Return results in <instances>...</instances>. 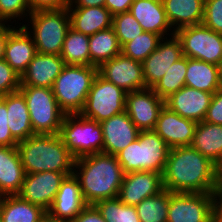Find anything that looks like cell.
<instances>
[{"instance_id": "obj_18", "label": "cell", "mask_w": 222, "mask_h": 222, "mask_svg": "<svg viewBox=\"0 0 222 222\" xmlns=\"http://www.w3.org/2000/svg\"><path fill=\"white\" fill-rule=\"evenodd\" d=\"M100 125L104 139L103 153L114 156L135 141L140 133L126 111L100 122Z\"/></svg>"}, {"instance_id": "obj_45", "label": "cell", "mask_w": 222, "mask_h": 222, "mask_svg": "<svg viewBox=\"0 0 222 222\" xmlns=\"http://www.w3.org/2000/svg\"><path fill=\"white\" fill-rule=\"evenodd\" d=\"M134 0H106L105 7L110 11L111 15L128 12Z\"/></svg>"}, {"instance_id": "obj_49", "label": "cell", "mask_w": 222, "mask_h": 222, "mask_svg": "<svg viewBox=\"0 0 222 222\" xmlns=\"http://www.w3.org/2000/svg\"><path fill=\"white\" fill-rule=\"evenodd\" d=\"M216 167V188H222V160Z\"/></svg>"}, {"instance_id": "obj_21", "label": "cell", "mask_w": 222, "mask_h": 222, "mask_svg": "<svg viewBox=\"0 0 222 222\" xmlns=\"http://www.w3.org/2000/svg\"><path fill=\"white\" fill-rule=\"evenodd\" d=\"M65 66L60 55L36 53L21 76V86L53 87Z\"/></svg>"}, {"instance_id": "obj_50", "label": "cell", "mask_w": 222, "mask_h": 222, "mask_svg": "<svg viewBox=\"0 0 222 222\" xmlns=\"http://www.w3.org/2000/svg\"><path fill=\"white\" fill-rule=\"evenodd\" d=\"M41 222H71V221L56 219V218L51 217V216L47 213V214L43 217V219L41 220Z\"/></svg>"}, {"instance_id": "obj_14", "label": "cell", "mask_w": 222, "mask_h": 222, "mask_svg": "<svg viewBox=\"0 0 222 222\" xmlns=\"http://www.w3.org/2000/svg\"><path fill=\"white\" fill-rule=\"evenodd\" d=\"M73 173L40 172L26 174L19 196L48 211L53 204L61 182Z\"/></svg>"}, {"instance_id": "obj_2", "label": "cell", "mask_w": 222, "mask_h": 222, "mask_svg": "<svg viewBox=\"0 0 222 222\" xmlns=\"http://www.w3.org/2000/svg\"><path fill=\"white\" fill-rule=\"evenodd\" d=\"M73 174L86 205L116 198L124 178L117 157L103 152L75 159Z\"/></svg>"}, {"instance_id": "obj_7", "label": "cell", "mask_w": 222, "mask_h": 222, "mask_svg": "<svg viewBox=\"0 0 222 222\" xmlns=\"http://www.w3.org/2000/svg\"><path fill=\"white\" fill-rule=\"evenodd\" d=\"M30 114L34 134H59L66 113L48 87L20 86Z\"/></svg>"}, {"instance_id": "obj_47", "label": "cell", "mask_w": 222, "mask_h": 222, "mask_svg": "<svg viewBox=\"0 0 222 222\" xmlns=\"http://www.w3.org/2000/svg\"><path fill=\"white\" fill-rule=\"evenodd\" d=\"M7 23H0V59L4 58L5 45L9 32L15 27L6 25ZM12 26V27H11Z\"/></svg>"}, {"instance_id": "obj_19", "label": "cell", "mask_w": 222, "mask_h": 222, "mask_svg": "<svg viewBox=\"0 0 222 222\" xmlns=\"http://www.w3.org/2000/svg\"><path fill=\"white\" fill-rule=\"evenodd\" d=\"M213 93L184 86L165 99V106L181 117L201 122L210 106Z\"/></svg>"}, {"instance_id": "obj_23", "label": "cell", "mask_w": 222, "mask_h": 222, "mask_svg": "<svg viewBox=\"0 0 222 222\" xmlns=\"http://www.w3.org/2000/svg\"><path fill=\"white\" fill-rule=\"evenodd\" d=\"M36 46L32 36L27 30L20 26L14 27L7 36L4 51V60L19 74L26 71L27 66L36 54Z\"/></svg>"}, {"instance_id": "obj_22", "label": "cell", "mask_w": 222, "mask_h": 222, "mask_svg": "<svg viewBox=\"0 0 222 222\" xmlns=\"http://www.w3.org/2000/svg\"><path fill=\"white\" fill-rule=\"evenodd\" d=\"M129 11L144 31L155 33L161 38L175 34L168 22L162 0H134Z\"/></svg>"}, {"instance_id": "obj_1", "label": "cell", "mask_w": 222, "mask_h": 222, "mask_svg": "<svg viewBox=\"0 0 222 222\" xmlns=\"http://www.w3.org/2000/svg\"><path fill=\"white\" fill-rule=\"evenodd\" d=\"M216 168L192 146L171 148L162 173L163 188L170 192L214 193Z\"/></svg>"}, {"instance_id": "obj_31", "label": "cell", "mask_w": 222, "mask_h": 222, "mask_svg": "<svg viewBox=\"0 0 222 222\" xmlns=\"http://www.w3.org/2000/svg\"><path fill=\"white\" fill-rule=\"evenodd\" d=\"M89 53L90 66L97 67L121 53V45L112 27L89 36Z\"/></svg>"}, {"instance_id": "obj_37", "label": "cell", "mask_w": 222, "mask_h": 222, "mask_svg": "<svg viewBox=\"0 0 222 222\" xmlns=\"http://www.w3.org/2000/svg\"><path fill=\"white\" fill-rule=\"evenodd\" d=\"M112 28L121 47L144 31L130 11L112 16Z\"/></svg>"}, {"instance_id": "obj_24", "label": "cell", "mask_w": 222, "mask_h": 222, "mask_svg": "<svg viewBox=\"0 0 222 222\" xmlns=\"http://www.w3.org/2000/svg\"><path fill=\"white\" fill-rule=\"evenodd\" d=\"M25 170L17 147H0V197L18 195Z\"/></svg>"}, {"instance_id": "obj_8", "label": "cell", "mask_w": 222, "mask_h": 222, "mask_svg": "<svg viewBox=\"0 0 222 222\" xmlns=\"http://www.w3.org/2000/svg\"><path fill=\"white\" fill-rule=\"evenodd\" d=\"M59 135L75 159L103 152L104 139L100 123L80 113L65 115Z\"/></svg>"}, {"instance_id": "obj_38", "label": "cell", "mask_w": 222, "mask_h": 222, "mask_svg": "<svg viewBox=\"0 0 222 222\" xmlns=\"http://www.w3.org/2000/svg\"><path fill=\"white\" fill-rule=\"evenodd\" d=\"M31 14L27 0H0V23H8L15 18L20 20ZM9 21V22H8Z\"/></svg>"}, {"instance_id": "obj_3", "label": "cell", "mask_w": 222, "mask_h": 222, "mask_svg": "<svg viewBox=\"0 0 222 222\" xmlns=\"http://www.w3.org/2000/svg\"><path fill=\"white\" fill-rule=\"evenodd\" d=\"M17 148L26 174L49 171L73 173L75 158L59 134H34L19 141Z\"/></svg>"}, {"instance_id": "obj_43", "label": "cell", "mask_w": 222, "mask_h": 222, "mask_svg": "<svg viewBox=\"0 0 222 222\" xmlns=\"http://www.w3.org/2000/svg\"><path fill=\"white\" fill-rule=\"evenodd\" d=\"M69 2L70 0H27L31 12L67 8Z\"/></svg>"}, {"instance_id": "obj_13", "label": "cell", "mask_w": 222, "mask_h": 222, "mask_svg": "<svg viewBox=\"0 0 222 222\" xmlns=\"http://www.w3.org/2000/svg\"><path fill=\"white\" fill-rule=\"evenodd\" d=\"M164 105L152 88H144L127 93L125 111L140 131L153 130Z\"/></svg>"}, {"instance_id": "obj_28", "label": "cell", "mask_w": 222, "mask_h": 222, "mask_svg": "<svg viewBox=\"0 0 222 222\" xmlns=\"http://www.w3.org/2000/svg\"><path fill=\"white\" fill-rule=\"evenodd\" d=\"M185 86L210 93L221 89L222 82L218 66L187 57Z\"/></svg>"}, {"instance_id": "obj_16", "label": "cell", "mask_w": 222, "mask_h": 222, "mask_svg": "<svg viewBox=\"0 0 222 222\" xmlns=\"http://www.w3.org/2000/svg\"><path fill=\"white\" fill-rule=\"evenodd\" d=\"M196 125L197 122L181 117L164 105L153 130L171 149L191 146Z\"/></svg>"}, {"instance_id": "obj_27", "label": "cell", "mask_w": 222, "mask_h": 222, "mask_svg": "<svg viewBox=\"0 0 222 222\" xmlns=\"http://www.w3.org/2000/svg\"><path fill=\"white\" fill-rule=\"evenodd\" d=\"M172 29L201 24L204 18V0H162Z\"/></svg>"}, {"instance_id": "obj_46", "label": "cell", "mask_w": 222, "mask_h": 222, "mask_svg": "<svg viewBox=\"0 0 222 222\" xmlns=\"http://www.w3.org/2000/svg\"><path fill=\"white\" fill-rule=\"evenodd\" d=\"M214 222H222V188H216L214 193Z\"/></svg>"}, {"instance_id": "obj_25", "label": "cell", "mask_w": 222, "mask_h": 222, "mask_svg": "<svg viewBox=\"0 0 222 222\" xmlns=\"http://www.w3.org/2000/svg\"><path fill=\"white\" fill-rule=\"evenodd\" d=\"M70 27L85 35H93L112 27V15L106 7H67Z\"/></svg>"}, {"instance_id": "obj_33", "label": "cell", "mask_w": 222, "mask_h": 222, "mask_svg": "<svg viewBox=\"0 0 222 222\" xmlns=\"http://www.w3.org/2000/svg\"><path fill=\"white\" fill-rule=\"evenodd\" d=\"M170 201V191L163 189L158 194L144 199L136 205L141 222H167V211Z\"/></svg>"}, {"instance_id": "obj_17", "label": "cell", "mask_w": 222, "mask_h": 222, "mask_svg": "<svg viewBox=\"0 0 222 222\" xmlns=\"http://www.w3.org/2000/svg\"><path fill=\"white\" fill-rule=\"evenodd\" d=\"M162 174L138 171L124 174L117 198L125 205L136 206L144 199L162 191Z\"/></svg>"}, {"instance_id": "obj_9", "label": "cell", "mask_w": 222, "mask_h": 222, "mask_svg": "<svg viewBox=\"0 0 222 222\" xmlns=\"http://www.w3.org/2000/svg\"><path fill=\"white\" fill-rule=\"evenodd\" d=\"M126 95L123 89L97 74L80 114L100 123L125 111Z\"/></svg>"}, {"instance_id": "obj_48", "label": "cell", "mask_w": 222, "mask_h": 222, "mask_svg": "<svg viewBox=\"0 0 222 222\" xmlns=\"http://www.w3.org/2000/svg\"><path fill=\"white\" fill-rule=\"evenodd\" d=\"M105 1L106 0H70L68 7H105Z\"/></svg>"}, {"instance_id": "obj_26", "label": "cell", "mask_w": 222, "mask_h": 222, "mask_svg": "<svg viewBox=\"0 0 222 222\" xmlns=\"http://www.w3.org/2000/svg\"><path fill=\"white\" fill-rule=\"evenodd\" d=\"M7 107V122L12 136L19 142L34 135L23 93L18 90L2 96Z\"/></svg>"}, {"instance_id": "obj_44", "label": "cell", "mask_w": 222, "mask_h": 222, "mask_svg": "<svg viewBox=\"0 0 222 222\" xmlns=\"http://www.w3.org/2000/svg\"><path fill=\"white\" fill-rule=\"evenodd\" d=\"M71 222H106L95 205H86Z\"/></svg>"}, {"instance_id": "obj_30", "label": "cell", "mask_w": 222, "mask_h": 222, "mask_svg": "<svg viewBox=\"0 0 222 222\" xmlns=\"http://www.w3.org/2000/svg\"><path fill=\"white\" fill-rule=\"evenodd\" d=\"M191 146L217 165L222 160V125L197 122Z\"/></svg>"}, {"instance_id": "obj_39", "label": "cell", "mask_w": 222, "mask_h": 222, "mask_svg": "<svg viewBox=\"0 0 222 222\" xmlns=\"http://www.w3.org/2000/svg\"><path fill=\"white\" fill-rule=\"evenodd\" d=\"M20 86L19 74L4 59H0V96L18 91Z\"/></svg>"}, {"instance_id": "obj_29", "label": "cell", "mask_w": 222, "mask_h": 222, "mask_svg": "<svg viewBox=\"0 0 222 222\" xmlns=\"http://www.w3.org/2000/svg\"><path fill=\"white\" fill-rule=\"evenodd\" d=\"M47 211L19 195L0 197L1 222H41Z\"/></svg>"}, {"instance_id": "obj_40", "label": "cell", "mask_w": 222, "mask_h": 222, "mask_svg": "<svg viewBox=\"0 0 222 222\" xmlns=\"http://www.w3.org/2000/svg\"><path fill=\"white\" fill-rule=\"evenodd\" d=\"M202 23L213 31L222 34V0H204Z\"/></svg>"}, {"instance_id": "obj_32", "label": "cell", "mask_w": 222, "mask_h": 222, "mask_svg": "<svg viewBox=\"0 0 222 222\" xmlns=\"http://www.w3.org/2000/svg\"><path fill=\"white\" fill-rule=\"evenodd\" d=\"M60 56L65 65L89 66V36L70 27L66 33Z\"/></svg>"}, {"instance_id": "obj_36", "label": "cell", "mask_w": 222, "mask_h": 222, "mask_svg": "<svg viewBox=\"0 0 222 222\" xmlns=\"http://www.w3.org/2000/svg\"><path fill=\"white\" fill-rule=\"evenodd\" d=\"M162 38L151 32L143 31L133 40L121 47V53L135 61L143 62L153 51L156 50Z\"/></svg>"}, {"instance_id": "obj_20", "label": "cell", "mask_w": 222, "mask_h": 222, "mask_svg": "<svg viewBox=\"0 0 222 222\" xmlns=\"http://www.w3.org/2000/svg\"><path fill=\"white\" fill-rule=\"evenodd\" d=\"M85 206L79 181L72 174L66 176L61 182L53 204L47 213L56 219L72 221Z\"/></svg>"}, {"instance_id": "obj_41", "label": "cell", "mask_w": 222, "mask_h": 222, "mask_svg": "<svg viewBox=\"0 0 222 222\" xmlns=\"http://www.w3.org/2000/svg\"><path fill=\"white\" fill-rule=\"evenodd\" d=\"M6 104L0 101V147H17L19 143L11 134L7 122Z\"/></svg>"}, {"instance_id": "obj_15", "label": "cell", "mask_w": 222, "mask_h": 222, "mask_svg": "<svg viewBox=\"0 0 222 222\" xmlns=\"http://www.w3.org/2000/svg\"><path fill=\"white\" fill-rule=\"evenodd\" d=\"M166 39V40H165ZM183 57L180 40L176 35L162 38L155 51L143 62V77L147 88H152L169 70L171 65Z\"/></svg>"}, {"instance_id": "obj_12", "label": "cell", "mask_w": 222, "mask_h": 222, "mask_svg": "<svg viewBox=\"0 0 222 222\" xmlns=\"http://www.w3.org/2000/svg\"><path fill=\"white\" fill-rule=\"evenodd\" d=\"M98 74L126 93L147 88L143 77L142 63L122 53L103 62L98 67Z\"/></svg>"}, {"instance_id": "obj_6", "label": "cell", "mask_w": 222, "mask_h": 222, "mask_svg": "<svg viewBox=\"0 0 222 222\" xmlns=\"http://www.w3.org/2000/svg\"><path fill=\"white\" fill-rule=\"evenodd\" d=\"M97 66L65 65L55 79L52 90L58 106L66 114H79L85 105Z\"/></svg>"}, {"instance_id": "obj_51", "label": "cell", "mask_w": 222, "mask_h": 222, "mask_svg": "<svg viewBox=\"0 0 222 222\" xmlns=\"http://www.w3.org/2000/svg\"><path fill=\"white\" fill-rule=\"evenodd\" d=\"M218 69L220 71V78H221V82H222V58H221L220 63L218 65Z\"/></svg>"}, {"instance_id": "obj_34", "label": "cell", "mask_w": 222, "mask_h": 222, "mask_svg": "<svg viewBox=\"0 0 222 222\" xmlns=\"http://www.w3.org/2000/svg\"><path fill=\"white\" fill-rule=\"evenodd\" d=\"M187 57L183 56L174 62L164 76L152 87L163 100L185 86Z\"/></svg>"}, {"instance_id": "obj_10", "label": "cell", "mask_w": 222, "mask_h": 222, "mask_svg": "<svg viewBox=\"0 0 222 222\" xmlns=\"http://www.w3.org/2000/svg\"><path fill=\"white\" fill-rule=\"evenodd\" d=\"M175 35L181 42L183 56L219 65L222 58V34L201 23L179 28Z\"/></svg>"}, {"instance_id": "obj_4", "label": "cell", "mask_w": 222, "mask_h": 222, "mask_svg": "<svg viewBox=\"0 0 222 222\" xmlns=\"http://www.w3.org/2000/svg\"><path fill=\"white\" fill-rule=\"evenodd\" d=\"M170 148L154 130H142L138 138L116 155L124 174L163 173Z\"/></svg>"}, {"instance_id": "obj_5", "label": "cell", "mask_w": 222, "mask_h": 222, "mask_svg": "<svg viewBox=\"0 0 222 222\" xmlns=\"http://www.w3.org/2000/svg\"><path fill=\"white\" fill-rule=\"evenodd\" d=\"M29 20V25L27 23L22 26L32 36L36 52L60 55L66 33L70 28L68 9L37 10L31 12Z\"/></svg>"}, {"instance_id": "obj_42", "label": "cell", "mask_w": 222, "mask_h": 222, "mask_svg": "<svg viewBox=\"0 0 222 222\" xmlns=\"http://www.w3.org/2000/svg\"><path fill=\"white\" fill-rule=\"evenodd\" d=\"M203 121L222 125V88L213 93Z\"/></svg>"}, {"instance_id": "obj_35", "label": "cell", "mask_w": 222, "mask_h": 222, "mask_svg": "<svg viewBox=\"0 0 222 222\" xmlns=\"http://www.w3.org/2000/svg\"><path fill=\"white\" fill-rule=\"evenodd\" d=\"M95 206L106 222H141L136 207L123 204L117 197L98 201Z\"/></svg>"}, {"instance_id": "obj_11", "label": "cell", "mask_w": 222, "mask_h": 222, "mask_svg": "<svg viewBox=\"0 0 222 222\" xmlns=\"http://www.w3.org/2000/svg\"><path fill=\"white\" fill-rule=\"evenodd\" d=\"M167 222H214L213 193L170 192Z\"/></svg>"}]
</instances>
